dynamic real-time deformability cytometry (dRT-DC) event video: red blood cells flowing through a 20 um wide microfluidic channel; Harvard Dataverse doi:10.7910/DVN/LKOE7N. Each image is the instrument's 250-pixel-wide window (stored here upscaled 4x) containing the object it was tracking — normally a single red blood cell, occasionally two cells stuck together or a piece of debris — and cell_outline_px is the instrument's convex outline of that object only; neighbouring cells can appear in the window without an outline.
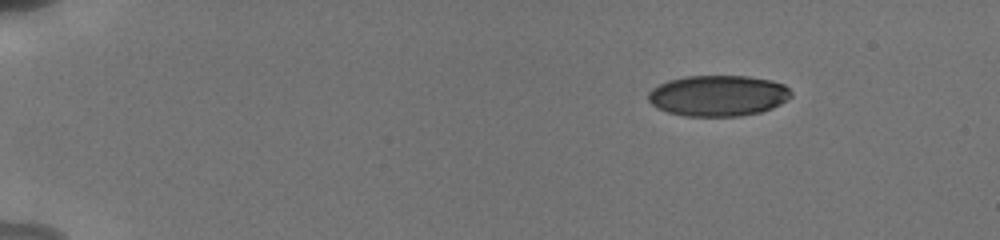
{"species": "human", "species_latin": "Homo sapiens", "temperature_condition": "cold", "stored_images_in_passage": 25, "camera_frame_rate_fps": 3000, "um_per_image_px": 0.085, "donor": {"sex": "male"}, "frame": {"image": 1, "passage_image": 1, "time_ms": 0.0, "image_size_px": [1000, 240], "cell_outline_px": [[792, 96], [780, 104], [772, 108], [760, 112], [740, 116], [684, 116], [668, 112], [656, 108], [648, 100], [648, 92], [652, 88], [668, 80], [688, 76], [748, 76], [772, 80], [784, 84], [792, 92]], "centroid_in_image_um": [61.04, 8.13], "position_along_channel_um": 24.0, "area_um2": 34.22}}
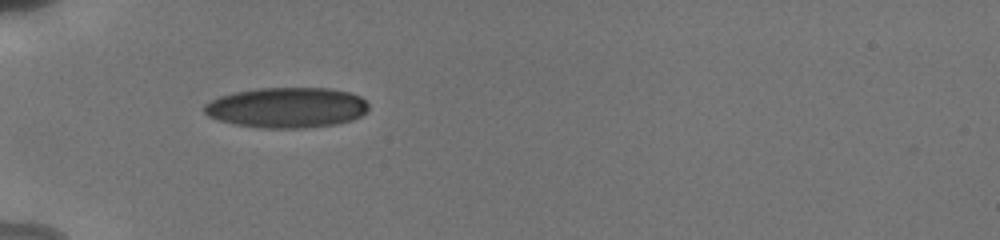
{"frame": {"image": 2, "passage_image": 24, "time_ms": 3.667, "image_size_px": [1000, 240], "cell_outline_px": [[368, 108], [360, 116], [352, 120], [336, 124], [304, 128], [264, 128], [236, 124], [220, 120], [208, 116], [204, 112], [204, 104], [220, 96], [232, 92], [260, 88], [332, 88], [348, 92], [360, 96], [368, 104]], "centroid_in_image_um": [24.38, 9.14], "position_along_channel_um": 60.6, "area_um2": 38.61}}